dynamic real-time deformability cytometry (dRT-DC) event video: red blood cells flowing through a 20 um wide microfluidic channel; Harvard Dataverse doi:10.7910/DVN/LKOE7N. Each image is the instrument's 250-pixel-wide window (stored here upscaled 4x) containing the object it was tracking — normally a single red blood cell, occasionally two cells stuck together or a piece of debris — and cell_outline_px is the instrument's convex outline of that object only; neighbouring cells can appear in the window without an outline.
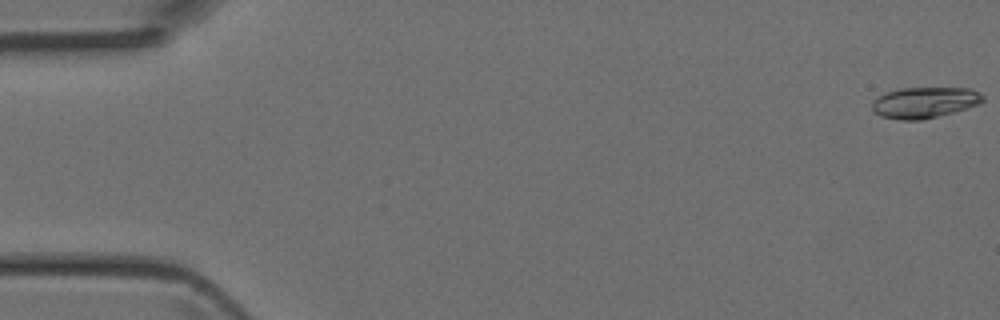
{"species": "Egyptian fruit bat (a non-hibernating species)", "species_latin": "Rousettus aegyptiacus", "temperature_condition": "room temperature", "stored_images_in_passage": 6, "camera_frame_rate_fps": 3000, "um_per_image_px": 0.085, "animal": {"sex": "female"}, "frame": {"image": 1, "passage_image": 1, "time_ms": 0.0, "image_size_px": [1000, 320], "cell_outline_px": [[984, 100], [980, 104], [968, 108], [920, 120], [900, 120], [880, 116], [872, 112], [872, 100], [876, 96], [900, 88], [972, 88], [980, 92], [984, 96]], "centroid_in_image_um": [78.57, 8.71], "position_along_channel_um": 6.4, "area_um2": 20.17}}
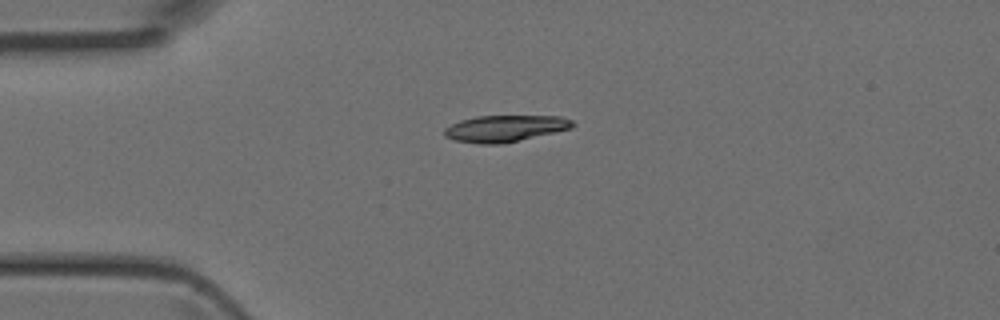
{"frame": {"image": 2, "passage_image": 4, "time_ms": 1.0, "image_size_px": [1000, 320], "cell_outline_px": [[576, 124], [572, 128], [504, 144], [480, 144], [452, 140], [444, 136], [444, 128], [460, 120], [476, 116], [560, 116], [572, 120]], "centroid_in_image_um": [42.91, 10.92], "position_along_channel_um": 42.1, "area_um2": 20.0}}
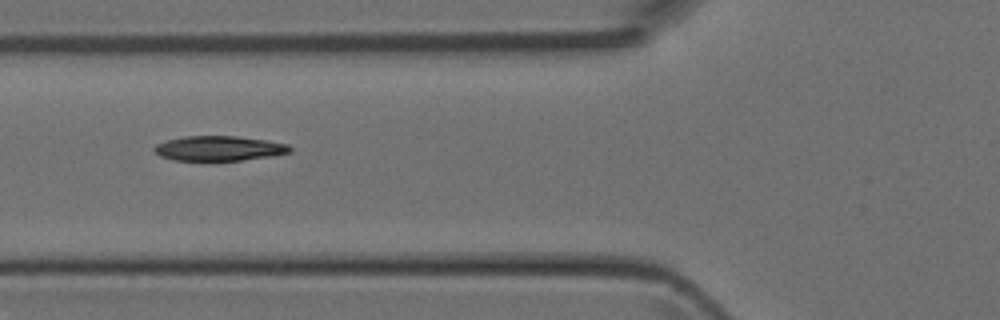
{"frame": {"image": 3, "passage_image": 6, "time_ms": 1.667, "image_size_px": [1000, 320], "cell_outline_px": [[292, 152], [276, 156], [240, 160], [172, 160], [160, 156], [152, 148], [156, 144], [168, 140], [184, 136], [236, 136], [264, 140], [288, 144], [292, 148]], "centroid_in_image_um": [18.64, 12.61], "position_along_channel_um": 107.2, "area_um2": 19.65}}